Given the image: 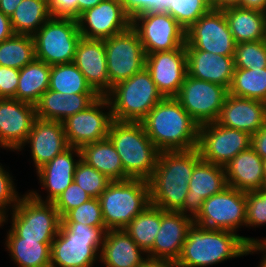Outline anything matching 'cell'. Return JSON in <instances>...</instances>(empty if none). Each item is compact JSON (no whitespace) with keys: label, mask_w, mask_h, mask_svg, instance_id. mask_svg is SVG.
<instances>
[{"label":"cell","mask_w":266,"mask_h":267,"mask_svg":"<svg viewBox=\"0 0 266 267\" xmlns=\"http://www.w3.org/2000/svg\"><path fill=\"white\" fill-rule=\"evenodd\" d=\"M104 45L109 80L113 86L145 68L146 53L138 33L132 26L104 39Z\"/></svg>","instance_id":"7c38bea8"},{"label":"cell","mask_w":266,"mask_h":267,"mask_svg":"<svg viewBox=\"0 0 266 267\" xmlns=\"http://www.w3.org/2000/svg\"><path fill=\"white\" fill-rule=\"evenodd\" d=\"M81 159L110 180H124V169L120 155L110 139L87 143L80 148Z\"/></svg>","instance_id":"1f68e13d"},{"label":"cell","mask_w":266,"mask_h":267,"mask_svg":"<svg viewBox=\"0 0 266 267\" xmlns=\"http://www.w3.org/2000/svg\"><path fill=\"white\" fill-rule=\"evenodd\" d=\"M36 118L35 105L14 98H0V147L18 152Z\"/></svg>","instance_id":"d6986e66"},{"label":"cell","mask_w":266,"mask_h":267,"mask_svg":"<svg viewBox=\"0 0 266 267\" xmlns=\"http://www.w3.org/2000/svg\"><path fill=\"white\" fill-rule=\"evenodd\" d=\"M160 225L161 208L149 204L124 230L145 253H148L153 248Z\"/></svg>","instance_id":"e575fe53"},{"label":"cell","mask_w":266,"mask_h":267,"mask_svg":"<svg viewBox=\"0 0 266 267\" xmlns=\"http://www.w3.org/2000/svg\"><path fill=\"white\" fill-rule=\"evenodd\" d=\"M99 201L106 229H124L150 204L148 180L111 181L99 196Z\"/></svg>","instance_id":"8992f818"},{"label":"cell","mask_w":266,"mask_h":267,"mask_svg":"<svg viewBox=\"0 0 266 267\" xmlns=\"http://www.w3.org/2000/svg\"><path fill=\"white\" fill-rule=\"evenodd\" d=\"M13 176L5 170L0 163V226H4V223L8 221V209L13 210L18 204L22 195H19L17 189L14 186Z\"/></svg>","instance_id":"7bdbcfd3"},{"label":"cell","mask_w":266,"mask_h":267,"mask_svg":"<svg viewBox=\"0 0 266 267\" xmlns=\"http://www.w3.org/2000/svg\"><path fill=\"white\" fill-rule=\"evenodd\" d=\"M5 246L17 267H51V244L53 240H25L11 229L5 238Z\"/></svg>","instance_id":"4dcf8cb0"},{"label":"cell","mask_w":266,"mask_h":267,"mask_svg":"<svg viewBox=\"0 0 266 267\" xmlns=\"http://www.w3.org/2000/svg\"><path fill=\"white\" fill-rule=\"evenodd\" d=\"M48 0H22L10 17L14 34L33 36L51 18Z\"/></svg>","instance_id":"836d02e7"},{"label":"cell","mask_w":266,"mask_h":267,"mask_svg":"<svg viewBox=\"0 0 266 267\" xmlns=\"http://www.w3.org/2000/svg\"><path fill=\"white\" fill-rule=\"evenodd\" d=\"M140 267H179L172 259H160L147 257Z\"/></svg>","instance_id":"816d5d0a"},{"label":"cell","mask_w":266,"mask_h":267,"mask_svg":"<svg viewBox=\"0 0 266 267\" xmlns=\"http://www.w3.org/2000/svg\"><path fill=\"white\" fill-rule=\"evenodd\" d=\"M251 147L263 160H266V123L251 135Z\"/></svg>","instance_id":"681fc988"},{"label":"cell","mask_w":266,"mask_h":267,"mask_svg":"<svg viewBox=\"0 0 266 267\" xmlns=\"http://www.w3.org/2000/svg\"><path fill=\"white\" fill-rule=\"evenodd\" d=\"M188 75L229 89L235 70L233 56L186 49Z\"/></svg>","instance_id":"484cf974"},{"label":"cell","mask_w":266,"mask_h":267,"mask_svg":"<svg viewBox=\"0 0 266 267\" xmlns=\"http://www.w3.org/2000/svg\"><path fill=\"white\" fill-rule=\"evenodd\" d=\"M122 5L131 19L138 14L158 11V0H125Z\"/></svg>","instance_id":"c3c4849f"},{"label":"cell","mask_w":266,"mask_h":267,"mask_svg":"<svg viewBox=\"0 0 266 267\" xmlns=\"http://www.w3.org/2000/svg\"><path fill=\"white\" fill-rule=\"evenodd\" d=\"M188 185L189 191L181 212L194 220L205 199L222 192L228 186L225 167L201 159L195 165Z\"/></svg>","instance_id":"ffe728a7"},{"label":"cell","mask_w":266,"mask_h":267,"mask_svg":"<svg viewBox=\"0 0 266 267\" xmlns=\"http://www.w3.org/2000/svg\"><path fill=\"white\" fill-rule=\"evenodd\" d=\"M81 37L76 19L51 17L33 35L36 59L50 66L72 63Z\"/></svg>","instance_id":"ba28073f"},{"label":"cell","mask_w":266,"mask_h":267,"mask_svg":"<svg viewBox=\"0 0 266 267\" xmlns=\"http://www.w3.org/2000/svg\"><path fill=\"white\" fill-rule=\"evenodd\" d=\"M263 168H264V176L266 177V160H264Z\"/></svg>","instance_id":"6125c7cd"},{"label":"cell","mask_w":266,"mask_h":267,"mask_svg":"<svg viewBox=\"0 0 266 267\" xmlns=\"http://www.w3.org/2000/svg\"><path fill=\"white\" fill-rule=\"evenodd\" d=\"M92 197L74 181L53 202L61 218Z\"/></svg>","instance_id":"f6af8a7d"},{"label":"cell","mask_w":266,"mask_h":267,"mask_svg":"<svg viewBox=\"0 0 266 267\" xmlns=\"http://www.w3.org/2000/svg\"><path fill=\"white\" fill-rule=\"evenodd\" d=\"M266 225V193L262 190L246 192V225L255 227Z\"/></svg>","instance_id":"ee69618b"},{"label":"cell","mask_w":266,"mask_h":267,"mask_svg":"<svg viewBox=\"0 0 266 267\" xmlns=\"http://www.w3.org/2000/svg\"><path fill=\"white\" fill-rule=\"evenodd\" d=\"M211 9L223 10L228 7L239 6L240 0H208Z\"/></svg>","instance_id":"11a10c76"},{"label":"cell","mask_w":266,"mask_h":267,"mask_svg":"<svg viewBox=\"0 0 266 267\" xmlns=\"http://www.w3.org/2000/svg\"><path fill=\"white\" fill-rule=\"evenodd\" d=\"M259 245V239L240 236L227 230L207 229L196 224L188 230L179 267H207L232 258L246 256L250 246Z\"/></svg>","instance_id":"7a4b0ae2"},{"label":"cell","mask_w":266,"mask_h":267,"mask_svg":"<svg viewBox=\"0 0 266 267\" xmlns=\"http://www.w3.org/2000/svg\"><path fill=\"white\" fill-rule=\"evenodd\" d=\"M216 123L253 135L266 123V103L228 94Z\"/></svg>","instance_id":"d4e9b609"},{"label":"cell","mask_w":266,"mask_h":267,"mask_svg":"<svg viewBox=\"0 0 266 267\" xmlns=\"http://www.w3.org/2000/svg\"><path fill=\"white\" fill-rule=\"evenodd\" d=\"M13 34L10 17L0 11V43L9 39Z\"/></svg>","instance_id":"f907efd6"},{"label":"cell","mask_w":266,"mask_h":267,"mask_svg":"<svg viewBox=\"0 0 266 267\" xmlns=\"http://www.w3.org/2000/svg\"><path fill=\"white\" fill-rule=\"evenodd\" d=\"M261 252L263 255H262V259L261 262H259V265L257 267H266V252L259 246V245H253V246H250L249 249H248V252H247V255L249 254H254L255 252ZM265 253V254H264Z\"/></svg>","instance_id":"6f0895ef"},{"label":"cell","mask_w":266,"mask_h":267,"mask_svg":"<svg viewBox=\"0 0 266 267\" xmlns=\"http://www.w3.org/2000/svg\"><path fill=\"white\" fill-rule=\"evenodd\" d=\"M112 121L108 98L99 96L84 110L69 116L62 123L68 144L81 148L87 143L106 139Z\"/></svg>","instance_id":"5bb4252c"},{"label":"cell","mask_w":266,"mask_h":267,"mask_svg":"<svg viewBox=\"0 0 266 267\" xmlns=\"http://www.w3.org/2000/svg\"><path fill=\"white\" fill-rule=\"evenodd\" d=\"M146 258L147 253L124 229L106 232L99 258L105 267H140Z\"/></svg>","instance_id":"f1b7e54d"},{"label":"cell","mask_w":266,"mask_h":267,"mask_svg":"<svg viewBox=\"0 0 266 267\" xmlns=\"http://www.w3.org/2000/svg\"><path fill=\"white\" fill-rule=\"evenodd\" d=\"M193 223L194 220L185 216L182 212L161 209L160 229L156 235L153 248L147 253V257L177 261L188 230Z\"/></svg>","instance_id":"cb8c5ba5"},{"label":"cell","mask_w":266,"mask_h":267,"mask_svg":"<svg viewBox=\"0 0 266 267\" xmlns=\"http://www.w3.org/2000/svg\"><path fill=\"white\" fill-rule=\"evenodd\" d=\"M35 58V44L31 35L13 34L0 43V66L22 69Z\"/></svg>","instance_id":"8d00e7d4"},{"label":"cell","mask_w":266,"mask_h":267,"mask_svg":"<svg viewBox=\"0 0 266 267\" xmlns=\"http://www.w3.org/2000/svg\"><path fill=\"white\" fill-rule=\"evenodd\" d=\"M146 54L179 49L186 44V30L168 13L149 11L132 18Z\"/></svg>","instance_id":"30bf717a"},{"label":"cell","mask_w":266,"mask_h":267,"mask_svg":"<svg viewBox=\"0 0 266 267\" xmlns=\"http://www.w3.org/2000/svg\"><path fill=\"white\" fill-rule=\"evenodd\" d=\"M259 246L266 252V238L259 239Z\"/></svg>","instance_id":"91938a15"},{"label":"cell","mask_w":266,"mask_h":267,"mask_svg":"<svg viewBox=\"0 0 266 267\" xmlns=\"http://www.w3.org/2000/svg\"><path fill=\"white\" fill-rule=\"evenodd\" d=\"M194 224L237 233L246 225V192L227 186L222 192L205 199Z\"/></svg>","instance_id":"8fae6325"},{"label":"cell","mask_w":266,"mask_h":267,"mask_svg":"<svg viewBox=\"0 0 266 267\" xmlns=\"http://www.w3.org/2000/svg\"><path fill=\"white\" fill-rule=\"evenodd\" d=\"M229 94L266 103V68H235Z\"/></svg>","instance_id":"d590c367"},{"label":"cell","mask_w":266,"mask_h":267,"mask_svg":"<svg viewBox=\"0 0 266 267\" xmlns=\"http://www.w3.org/2000/svg\"><path fill=\"white\" fill-rule=\"evenodd\" d=\"M52 17L77 19V0H48Z\"/></svg>","instance_id":"7dc6e473"},{"label":"cell","mask_w":266,"mask_h":267,"mask_svg":"<svg viewBox=\"0 0 266 267\" xmlns=\"http://www.w3.org/2000/svg\"><path fill=\"white\" fill-rule=\"evenodd\" d=\"M229 90L221 85L186 75L175 97L199 125L216 122Z\"/></svg>","instance_id":"4fadbf2b"},{"label":"cell","mask_w":266,"mask_h":267,"mask_svg":"<svg viewBox=\"0 0 266 267\" xmlns=\"http://www.w3.org/2000/svg\"><path fill=\"white\" fill-rule=\"evenodd\" d=\"M75 156L78 158L77 160L74 159ZM80 159V148L70 146L36 171L40 186L47 193L46 199L42 198L36 190L28 192L39 201L53 203L73 182L75 169Z\"/></svg>","instance_id":"44dd1931"},{"label":"cell","mask_w":266,"mask_h":267,"mask_svg":"<svg viewBox=\"0 0 266 267\" xmlns=\"http://www.w3.org/2000/svg\"><path fill=\"white\" fill-rule=\"evenodd\" d=\"M210 9L208 0H170L164 12L187 30Z\"/></svg>","instance_id":"f35d334b"},{"label":"cell","mask_w":266,"mask_h":267,"mask_svg":"<svg viewBox=\"0 0 266 267\" xmlns=\"http://www.w3.org/2000/svg\"><path fill=\"white\" fill-rule=\"evenodd\" d=\"M201 160L197 148L161 151L148 179L150 204L164 211L181 212L195 165Z\"/></svg>","instance_id":"6da1fadb"},{"label":"cell","mask_w":266,"mask_h":267,"mask_svg":"<svg viewBox=\"0 0 266 267\" xmlns=\"http://www.w3.org/2000/svg\"><path fill=\"white\" fill-rule=\"evenodd\" d=\"M50 72L51 66L36 58L19 69L18 86L13 98L35 105L49 89Z\"/></svg>","instance_id":"d6a6232c"},{"label":"cell","mask_w":266,"mask_h":267,"mask_svg":"<svg viewBox=\"0 0 266 267\" xmlns=\"http://www.w3.org/2000/svg\"><path fill=\"white\" fill-rule=\"evenodd\" d=\"M261 190L266 193V177H265L264 184Z\"/></svg>","instance_id":"94428289"},{"label":"cell","mask_w":266,"mask_h":267,"mask_svg":"<svg viewBox=\"0 0 266 267\" xmlns=\"http://www.w3.org/2000/svg\"><path fill=\"white\" fill-rule=\"evenodd\" d=\"M160 151L197 148L199 125L175 97H165L141 121Z\"/></svg>","instance_id":"3957f363"},{"label":"cell","mask_w":266,"mask_h":267,"mask_svg":"<svg viewBox=\"0 0 266 267\" xmlns=\"http://www.w3.org/2000/svg\"><path fill=\"white\" fill-rule=\"evenodd\" d=\"M233 59L235 68H266V40L237 43Z\"/></svg>","instance_id":"ab89813d"},{"label":"cell","mask_w":266,"mask_h":267,"mask_svg":"<svg viewBox=\"0 0 266 267\" xmlns=\"http://www.w3.org/2000/svg\"><path fill=\"white\" fill-rule=\"evenodd\" d=\"M98 97L97 93L62 94L48 89L35 104L36 117L63 122L84 110Z\"/></svg>","instance_id":"83f0119b"},{"label":"cell","mask_w":266,"mask_h":267,"mask_svg":"<svg viewBox=\"0 0 266 267\" xmlns=\"http://www.w3.org/2000/svg\"><path fill=\"white\" fill-rule=\"evenodd\" d=\"M101 1L104 0H77V18L80 16L81 13L90 8H93L94 6L98 5Z\"/></svg>","instance_id":"9f6ffc18"},{"label":"cell","mask_w":266,"mask_h":267,"mask_svg":"<svg viewBox=\"0 0 266 267\" xmlns=\"http://www.w3.org/2000/svg\"><path fill=\"white\" fill-rule=\"evenodd\" d=\"M251 146V135L227 128L216 122L199 126L198 146L201 159L225 166L240 152Z\"/></svg>","instance_id":"2e32d148"},{"label":"cell","mask_w":266,"mask_h":267,"mask_svg":"<svg viewBox=\"0 0 266 267\" xmlns=\"http://www.w3.org/2000/svg\"><path fill=\"white\" fill-rule=\"evenodd\" d=\"M239 7L266 12V0H240Z\"/></svg>","instance_id":"db71d44e"},{"label":"cell","mask_w":266,"mask_h":267,"mask_svg":"<svg viewBox=\"0 0 266 267\" xmlns=\"http://www.w3.org/2000/svg\"><path fill=\"white\" fill-rule=\"evenodd\" d=\"M106 97L113 120L129 122H141L164 98L146 68L115 84Z\"/></svg>","instance_id":"52a82bcc"},{"label":"cell","mask_w":266,"mask_h":267,"mask_svg":"<svg viewBox=\"0 0 266 267\" xmlns=\"http://www.w3.org/2000/svg\"><path fill=\"white\" fill-rule=\"evenodd\" d=\"M263 164L251 146L243 150L224 166L228 186L243 192L261 190L265 180Z\"/></svg>","instance_id":"4316f807"},{"label":"cell","mask_w":266,"mask_h":267,"mask_svg":"<svg viewBox=\"0 0 266 267\" xmlns=\"http://www.w3.org/2000/svg\"><path fill=\"white\" fill-rule=\"evenodd\" d=\"M78 29L83 38L104 40L127 30L132 19L124 11L120 2L101 1L76 19Z\"/></svg>","instance_id":"e0dca14e"},{"label":"cell","mask_w":266,"mask_h":267,"mask_svg":"<svg viewBox=\"0 0 266 267\" xmlns=\"http://www.w3.org/2000/svg\"><path fill=\"white\" fill-rule=\"evenodd\" d=\"M22 0H1L0 1V11L8 16L11 17L14 11L16 10L17 6L21 3Z\"/></svg>","instance_id":"f5cc1de1"},{"label":"cell","mask_w":266,"mask_h":267,"mask_svg":"<svg viewBox=\"0 0 266 267\" xmlns=\"http://www.w3.org/2000/svg\"><path fill=\"white\" fill-rule=\"evenodd\" d=\"M49 89L62 94L96 93L73 62L51 66Z\"/></svg>","instance_id":"74e56055"},{"label":"cell","mask_w":266,"mask_h":267,"mask_svg":"<svg viewBox=\"0 0 266 267\" xmlns=\"http://www.w3.org/2000/svg\"><path fill=\"white\" fill-rule=\"evenodd\" d=\"M73 63L99 96H106L111 91L113 85L109 80L104 40L81 37Z\"/></svg>","instance_id":"603a6c76"},{"label":"cell","mask_w":266,"mask_h":267,"mask_svg":"<svg viewBox=\"0 0 266 267\" xmlns=\"http://www.w3.org/2000/svg\"><path fill=\"white\" fill-rule=\"evenodd\" d=\"M113 1H117V2L123 3L125 0H113Z\"/></svg>","instance_id":"be15d7a7"},{"label":"cell","mask_w":266,"mask_h":267,"mask_svg":"<svg viewBox=\"0 0 266 267\" xmlns=\"http://www.w3.org/2000/svg\"><path fill=\"white\" fill-rule=\"evenodd\" d=\"M106 227L61 223L51 244V267H94L100 262Z\"/></svg>","instance_id":"5b68a950"},{"label":"cell","mask_w":266,"mask_h":267,"mask_svg":"<svg viewBox=\"0 0 266 267\" xmlns=\"http://www.w3.org/2000/svg\"><path fill=\"white\" fill-rule=\"evenodd\" d=\"M236 44L223 10L210 9L186 30L185 49L234 56Z\"/></svg>","instance_id":"9a60e30c"},{"label":"cell","mask_w":266,"mask_h":267,"mask_svg":"<svg viewBox=\"0 0 266 267\" xmlns=\"http://www.w3.org/2000/svg\"><path fill=\"white\" fill-rule=\"evenodd\" d=\"M170 0H158V11H165L168 8Z\"/></svg>","instance_id":"680465c9"},{"label":"cell","mask_w":266,"mask_h":267,"mask_svg":"<svg viewBox=\"0 0 266 267\" xmlns=\"http://www.w3.org/2000/svg\"><path fill=\"white\" fill-rule=\"evenodd\" d=\"M19 81V69L0 66V98H13Z\"/></svg>","instance_id":"bcb514c9"},{"label":"cell","mask_w":266,"mask_h":267,"mask_svg":"<svg viewBox=\"0 0 266 267\" xmlns=\"http://www.w3.org/2000/svg\"><path fill=\"white\" fill-rule=\"evenodd\" d=\"M223 11L236 43L266 40V12L239 6Z\"/></svg>","instance_id":"f546056e"},{"label":"cell","mask_w":266,"mask_h":267,"mask_svg":"<svg viewBox=\"0 0 266 267\" xmlns=\"http://www.w3.org/2000/svg\"><path fill=\"white\" fill-rule=\"evenodd\" d=\"M26 144H30L28 147L36 171L70 147L62 122L39 118L34 120L24 145L18 151H22Z\"/></svg>","instance_id":"7402d4cb"},{"label":"cell","mask_w":266,"mask_h":267,"mask_svg":"<svg viewBox=\"0 0 266 267\" xmlns=\"http://www.w3.org/2000/svg\"><path fill=\"white\" fill-rule=\"evenodd\" d=\"M61 223H81L92 227H105L99 198H91L70 210Z\"/></svg>","instance_id":"b9f144b4"},{"label":"cell","mask_w":266,"mask_h":267,"mask_svg":"<svg viewBox=\"0 0 266 267\" xmlns=\"http://www.w3.org/2000/svg\"><path fill=\"white\" fill-rule=\"evenodd\" d=\"M120 155L124 180H148L161 152L146 134L141 122L113 120L107 136Z\"/></svg>","instance_id":"277c9868"},{"label":"cell","mask_w":266,"mask_h":267,"mask_svg":"<svg viewBox=\"0 0 266 267\" xmlns=\"http://www.w3.org/2000/svg\"><path fill=\"white\" fill-rule=\"evenodd\" d=\"M145 68L164 98L176 97L188 74L185 45L172 51L146 54Z\"/></svg>","instance_id":"ac0fdd59"},{"label":"cell","mask_w":266,"mask_h":267,"mask_svg":"<svg viewBox=\"0 0 266 267\" xmlns=\"http://www.w3.org/2000/svg\"><path fill=\"white\" fill-rule=\"evenodd\" d=\"M11 230L25 240H54L61 217L51 202L35 199L29 192L22 195L10 212Z\"/></svg>","instance_id":"9c48e42d"},{"label":"cell","mask_w":266,"mask_h":267,"mask_svg":"<svg viewBox=\"0 0 266 267\" xmlns=\"http://www.w3.org/2000/svg\"><path fill=\"white\" fill-rule=\"evenodd\" d=\"M73 181L92 198H99L112 180L80 159L75 169Z\"/></svg>","instance_id":"60d3db41"}]
</instances>
